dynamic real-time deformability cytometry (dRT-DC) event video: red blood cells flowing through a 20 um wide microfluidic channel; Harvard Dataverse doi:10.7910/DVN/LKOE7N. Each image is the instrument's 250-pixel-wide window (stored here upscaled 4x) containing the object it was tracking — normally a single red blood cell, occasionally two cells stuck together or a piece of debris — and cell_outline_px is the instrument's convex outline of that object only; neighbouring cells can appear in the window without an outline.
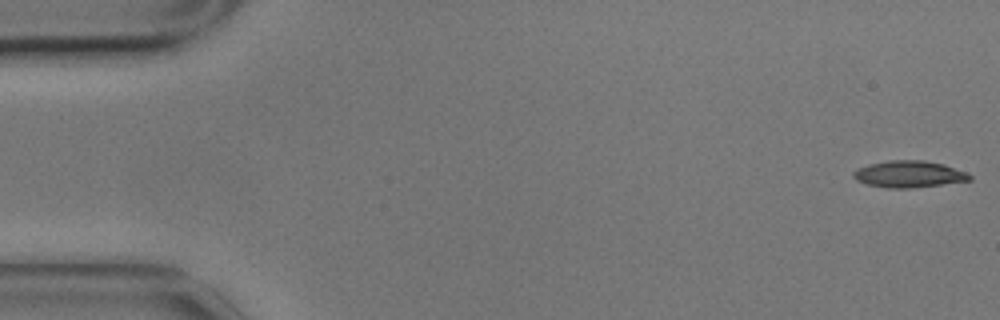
{"species": "common noctule bat (a hibernating species)", "species_latin": "Nyctalus noctula", "temperature_condition": "cold", "stored_images_in_passage": 6, "camera_frame_rate_fps": 3000, "um_per_image_px": 0.085, "animal": {"sex": "male", "body_mass_g": 17.9}, "frame": {"image": 1, "passage_image": 1, "time_ms": 0.0, "image_size_px": [1000, 320], "cell_outline_px": [[972, 180], [908, 188], [888, 188], [868, 184], [856, 180], [852, 176], [852, 172], [856, 168], [868, 164], [888, 160], [924, 160], [944, 164], [964, 172], [972, 176]], "centroid_in_image_um": [77.2, 14.79], "position_along_channel_um": 7.8, "area_um2": 17.98}}